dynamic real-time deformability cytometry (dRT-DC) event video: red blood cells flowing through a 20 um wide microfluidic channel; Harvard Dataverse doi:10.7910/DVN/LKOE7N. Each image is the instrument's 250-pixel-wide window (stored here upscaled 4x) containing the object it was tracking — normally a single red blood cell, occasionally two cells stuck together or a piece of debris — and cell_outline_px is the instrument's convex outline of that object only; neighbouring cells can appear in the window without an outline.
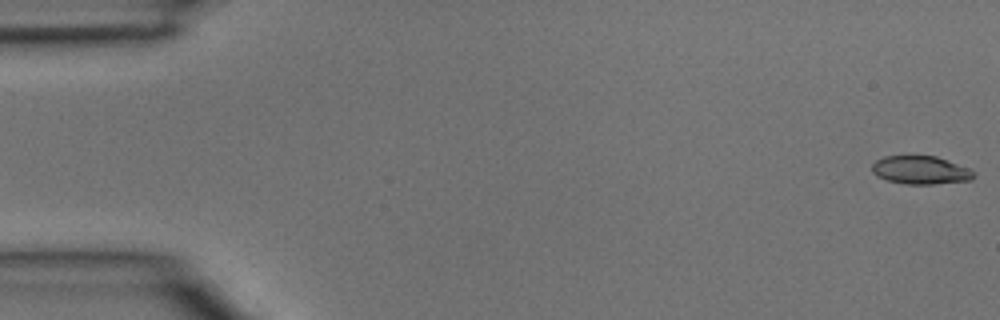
{"species": "common noctule bat (a hibernating species)", "species_latin": "Nyctalus noctula", "temperature_condition": "room temperature", "stored_images_in_passage": 4, "camera_frame_rate_fps": 3000, "um_per_image_px": 0.085, "animal": {"sex": "male", "body_mass_g": 15.6}, "frame": {"image": 1, "passage_image": 1, "time_ms": 0.0, "image_size_px": [1000, 320], "cell_outline_px": [[976, 176], [972, 180], [932, 184], [904, 184], [888, 180], [876, 176], [872, 172], [872, 164], [876, 160], [884, 156], [936, 156], [972, 168], [976, 172]], "centroid_in_image_um": [78.3, 14.46], "position_along_channel_um": 6.7, "area_um2": 16.99}}
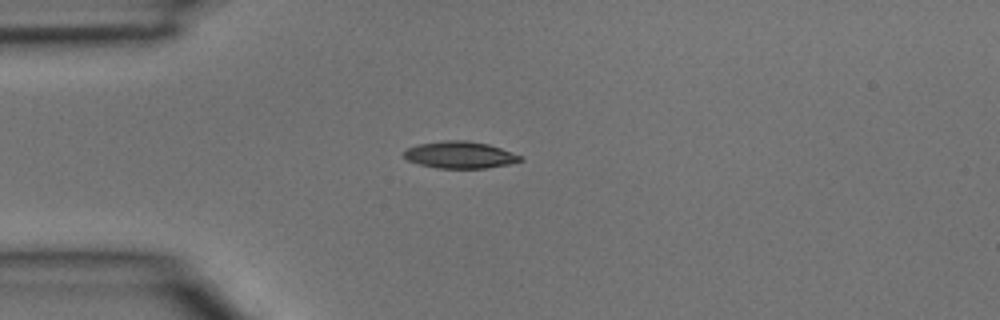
{"frame": {"image": 2, "passage_image": 4, "time_ms": 1.0, "image_size_px": [1000, 320], "cell_outline_px": [[524, 160], [508, 164], [484, 168], [440, 168], [420, 164], [408, 160], [404, 156], [404, 152], [408, 148], [416, 144], [444, 140], [468, 140], [488, 144], [500, 148], [520, 156]], "centroid_in_image_um": [39.07, 13.15], "position_along_channel_um": 45.9, "area_um2": 18.03}}